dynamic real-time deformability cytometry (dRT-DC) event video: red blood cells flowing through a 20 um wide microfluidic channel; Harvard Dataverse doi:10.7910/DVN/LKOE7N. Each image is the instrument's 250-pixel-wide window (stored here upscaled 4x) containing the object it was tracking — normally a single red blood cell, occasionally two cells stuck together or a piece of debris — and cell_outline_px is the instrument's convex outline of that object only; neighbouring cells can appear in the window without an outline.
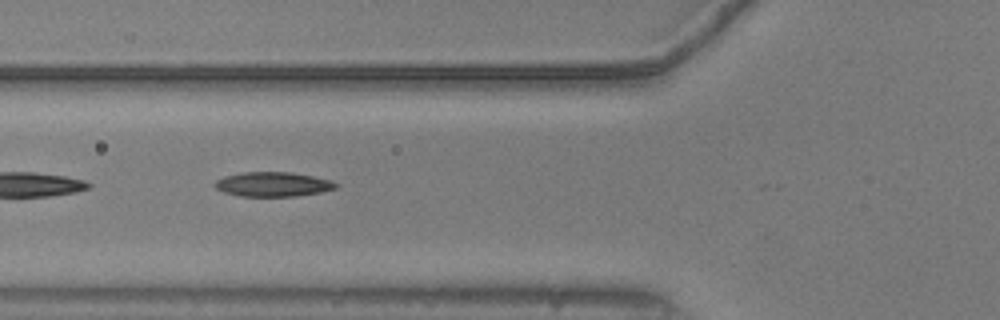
{"species": "common noctule bat (a hibernating species)", "species_latin": "Nyctalus noctula", "temperature_condition": "warm", "stored_images_in_passage": 15, "camera_frame_rate_fps": 3000, "um_per_image_px": 0.085, "animal": {"sex": "male", "body_mass_g": 20.5, "forearm_length_mm": 52.5}, "frame": {"image": 1, "passage_image": 5, "time_ms": 1.333, "image_size_px": [1000, 320], "cell_outline_px": [[340, 184], [336, 188], [320, 192], [296, 196], [240, 196], [224, 192], [216, 188], [212, 184], [216, 180], [224, 176], [244, 172], [292, 172], [332, 180]], "centroid_in_image_um": [23.2, 15.66], "position_along_channel_um": 102.6, "area_um2": 17.34}}